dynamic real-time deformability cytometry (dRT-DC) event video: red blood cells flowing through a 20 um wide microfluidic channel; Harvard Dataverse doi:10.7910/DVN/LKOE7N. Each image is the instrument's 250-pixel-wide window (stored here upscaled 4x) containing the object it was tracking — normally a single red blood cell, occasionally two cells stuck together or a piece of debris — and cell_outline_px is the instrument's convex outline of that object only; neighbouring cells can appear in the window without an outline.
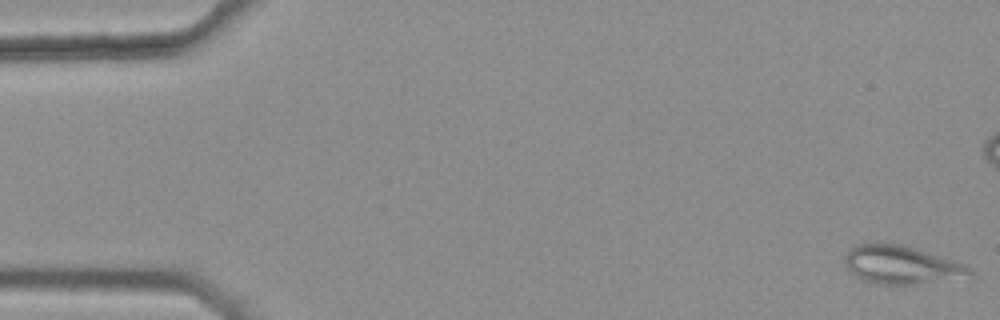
{"species": "common noctule bat (a hibernating species)", "species_latin": "Nyctalus noctula", "temperature_condition": "warm", "stored_images_in_passage": 7, "camera_frame_rate_fps": 3000, "um_per_image_px": 0.085, "animal": {"sex": "female", "body_mass_g": 25.1}, "frame": {"image": 1, "passage_image": 1, "time_ms": 0.0, "image_size_px": [1000, 320], "cell_outline_px": [[976, 276], [908, 284], [880, 284], [864, 280], [856, 276], [844, 264], [844, 256], [848, 248], [856, 244], [900, 244], [972, 268]], "centroid_in_image_um": [76.56, 22.52], "position_along_channel_um": 8.4, "area_um2": 26.99}}